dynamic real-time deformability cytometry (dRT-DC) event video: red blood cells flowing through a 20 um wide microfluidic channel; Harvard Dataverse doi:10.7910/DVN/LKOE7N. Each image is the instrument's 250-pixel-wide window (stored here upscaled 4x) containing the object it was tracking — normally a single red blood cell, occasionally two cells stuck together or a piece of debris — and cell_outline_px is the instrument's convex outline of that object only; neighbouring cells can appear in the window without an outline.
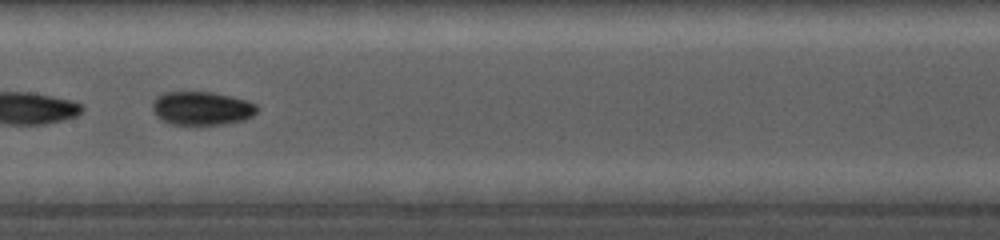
{"species": "common noctule bat (a hibernating species)", "species_latin": "Nyctalus noctula", "temperature_condition": "cold", "stored_images_in_passage": 21, "camera_frame_rate_fps": 5000, "um_per_image_px": 0.085, "animal": {"sex": "female", "body_mass_g": 19.0, "forearm_length_mm": 56.7}, "frame": {"image": 1, "passage_image": 10, "time_ms": 3.0, "image_size_px": [1000, 240], "cell_outline_px": [[260, 108], [252, 116], [244, 120], [224, 124], [172, 124], [160, 120], [156, 116], [152, 108], [152, 100], [156, 96], [164, 92], [212, 92], [232, 96], [256, 104]], "centroid_in_image_um": [17.13, 9.2], "position_along_channel_um": 190.3, "area_um2": 20.58}}